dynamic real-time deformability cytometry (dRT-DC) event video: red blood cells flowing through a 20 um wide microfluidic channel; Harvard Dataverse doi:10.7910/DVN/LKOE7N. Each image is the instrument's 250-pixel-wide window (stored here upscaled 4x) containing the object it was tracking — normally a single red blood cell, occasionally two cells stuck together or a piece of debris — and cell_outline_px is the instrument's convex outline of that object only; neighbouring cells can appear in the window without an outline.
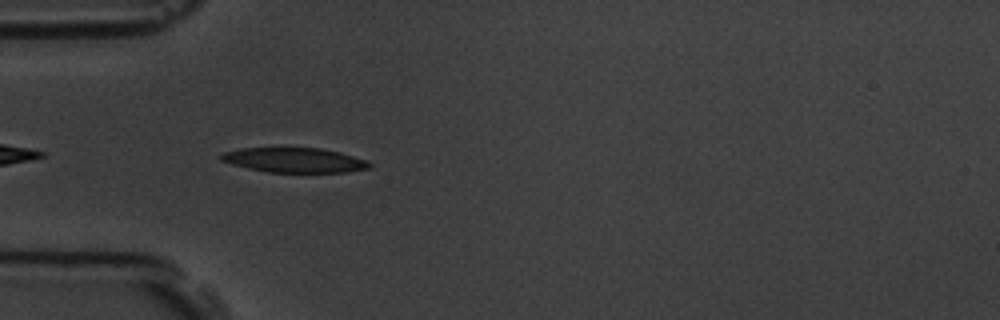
{"species": "common noctule bat (a hibernating species)", "species_latin": "Nyctalus noctula", "temperature_condition": "room temperature", "stored_images_in_passage": 5, "camera_frame_rate_fps": 3000, "um_per_image_px": 0.085, "animal": {"sex": "male", "body_mass_g": 19.5, "forearm_length_mm": 54.6}, "frame": {"image": 1, "passage_image": 4, "time_ms": 3.333, "image_size_px": [1000, 320], "cell_outline_px": [[372, 164], [368, 168], [348, 172], [268, 172], [248, 168], [232, 164], [220, 160], [220, 156], [224, 152], [240, 148], [320, 148], [340, 152], [364, 160]], "centroid_in_image_um": [25.0, 13.61], "position_along_channel_um": 60.0, "area_um2": 21.15}}
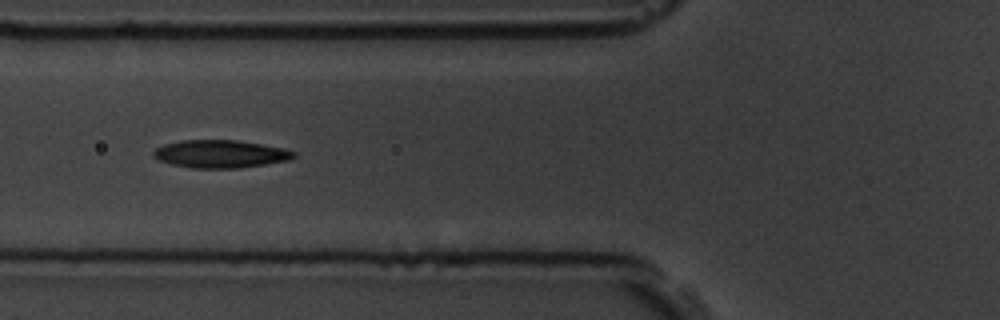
{"frame": {"image": 2, "passage_image": 5, "time_ms": 4.667, "image_size_px": [1000, 320], "cell_outline_px": [[296, 156], [288, 160], [240, 168], [192, 168], [172, 164], [160, 160], [152, 156], [152, 152], [156, 148], [164, 144], [180, 140], [236, 140], [284, 148], [296, 152]], "centroid_in_image_um": [18.72, 13.08], "position_along_channel_um": 107.1, "area_um2": 22.66}}